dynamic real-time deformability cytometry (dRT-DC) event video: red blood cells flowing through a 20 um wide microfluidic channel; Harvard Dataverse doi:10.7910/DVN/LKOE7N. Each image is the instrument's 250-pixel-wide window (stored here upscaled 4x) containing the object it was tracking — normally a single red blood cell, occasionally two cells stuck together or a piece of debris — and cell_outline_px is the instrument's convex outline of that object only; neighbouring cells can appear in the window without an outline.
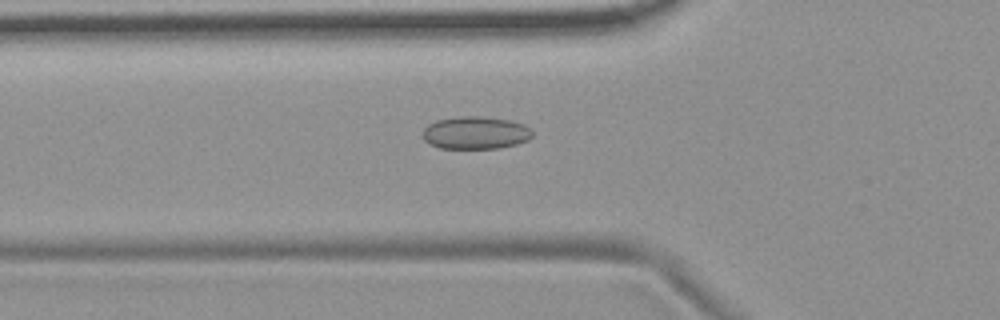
{"species": "common noctule bat (a hibernating species)", "species_latin": "Nyctalus noctula", "temperature_condition": "room temperature", "stored_images_in_passage": 41, "camera_frame_rate_fps": 3000, "um_per_image_px": 0.085, "animal": {"sex": "female", "body_mass_g": 19.9}, "frame": {"image": 1, "passage_image": 6, "time_ms": 1.667, "image_size_px": [1000, 320], "cell_outline_px": [[532, 136], [528, 140], [516, 144], [500, 148], [440, 148], [428, 144], [424, 140], [424, 128], [428, 124], [436, 120], [460, 116], [480, 116], [508, 120], [524, 124], [532, 132]], "centroid_in_image_um": [40.4, 11.29], "position_along_channel_um": 85.4, "area_um2": 20.81}}
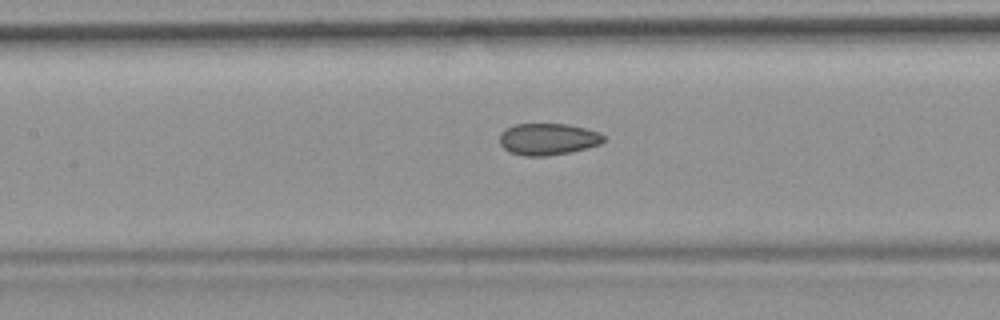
{"frame": {"image": 2, "passage_image": 12, "time_ms": 3.667, "image_size_px": [1000, 320], "cell_outline_px": [[604, 140], [600, 144], [568, 152], [548, 156], [524, 156], [508, 152], [500, 144], [500, 136], [508, 128], [516, 124], [568, 124], [600, 132], [604, 136]], "centroid_in_image_um": [46.57, 11.83], "position_along_channel_um": 160.8, "area_um2": 19.02}}
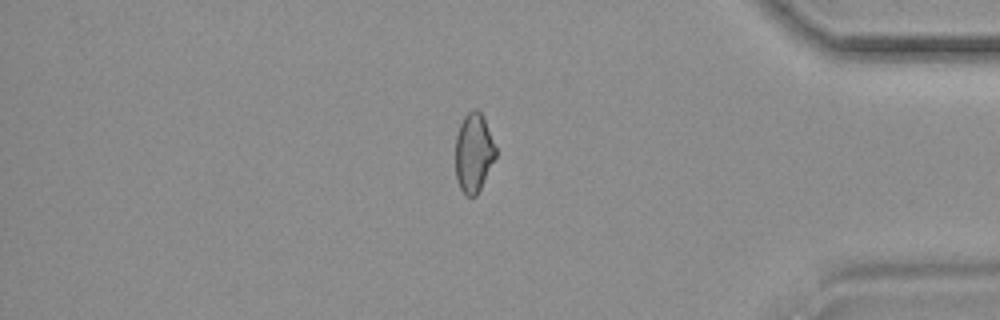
{"frame": {"image": 3, "passage_image": 33, "time_ms": 10.667, "image_size_px": [1000, 320], "cell_outline_px": [[496, 156], [476, 196], [468, 196], [460, 188], [456, 180], [456, 136], [460, 124], [464, 116], [468, 112], [476, 108], [484, 116], [496, 148]], "centroid_in_image_um": [40.26, 12.95], "position_along_channel_um": 394.9, "area_um2": 18.38}, "authors_computed_cell_mechanics": {"area_um2": 19.4786, "velocity_mm_per_s": 3.7456, "shape_relaxation_time_tau1_ms": null, "shape_relaxation_time_tau2_ms": 2.6997, "deformation_change_tau1": null, "deformation_change_tau2": 0.0908}}